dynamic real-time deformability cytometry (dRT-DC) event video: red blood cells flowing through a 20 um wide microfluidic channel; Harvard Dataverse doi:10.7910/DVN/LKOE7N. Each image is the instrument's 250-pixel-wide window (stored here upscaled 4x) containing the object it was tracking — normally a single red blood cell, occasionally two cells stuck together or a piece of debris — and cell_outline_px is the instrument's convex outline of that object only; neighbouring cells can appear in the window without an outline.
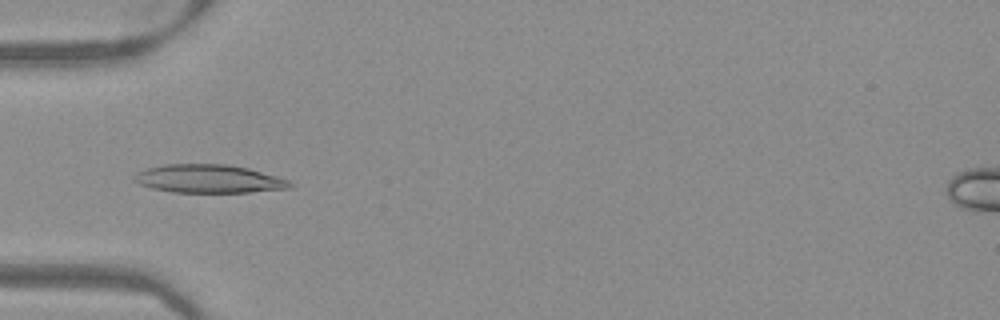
{"species": "Egyptian fruit bat (a non-hibernating species)", "species_latin": "Rousettus aegyptiacus", "temperature_condition": "warm", "stored_images_in_passage": 51, "camera_frame_rate_fps": 3000, "um_per_image_px": 0.085, "frame": {"image": 1, "passage_image": 17, "time_ms": 5.333, "image_size_px": [1000, 320], "cell_outline_px": [[292, 188], [248, 192], [172, 192], [152, 188], [140, 184], [132, 180], [132, 176], [136, 172], [148, 168], [164, 164], [228, 164], [248, 168], [276, 176], [288, 180], [292, 184]], "centroid_in_image_um": [17.71, 15.19], "position_along_channel_um": 67.3, "area_um2": 25.66}}
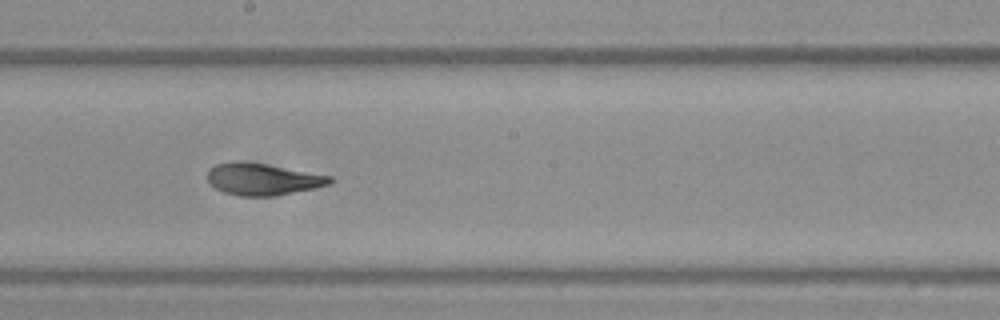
{"frame": {"image": 2, "passage_image": 29, "time_ms": 9.333, "image_size_px": [1000, 320], "cell_outline_px": [[336, 180], [332, 184], [316, 188], [272, 196], [240, 196], [224, 192], [208, 184], [208, 168], [216, 164], [264, 164], [332, 176]], "centroid_in_image_um": [22.4, 15.27], "position_along_channel_um": 225.8, "area_um2": 22.14}}
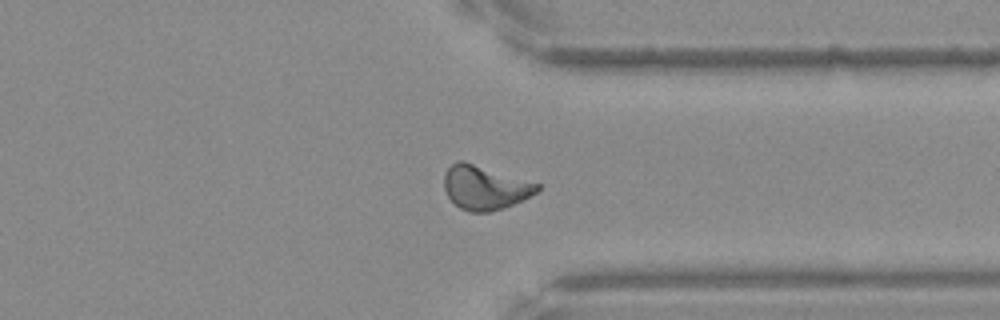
{"frame": {"image": 3, "passage_image": 40, "time_ms": 13.0, "image_size_px": [1000, 320], "cell_outline_px": [[540, 188], [536, 192], [504, 208], [488, 212], [468, 212], [460, 208], [448, 196], [444, 188], [444, 172], [456, 160], [464, 160], [540, 184]], "centroid_in_image_um": [41.17, 15.92], "position_along_channel_um": 370.2, "area_um2": 23.76}}